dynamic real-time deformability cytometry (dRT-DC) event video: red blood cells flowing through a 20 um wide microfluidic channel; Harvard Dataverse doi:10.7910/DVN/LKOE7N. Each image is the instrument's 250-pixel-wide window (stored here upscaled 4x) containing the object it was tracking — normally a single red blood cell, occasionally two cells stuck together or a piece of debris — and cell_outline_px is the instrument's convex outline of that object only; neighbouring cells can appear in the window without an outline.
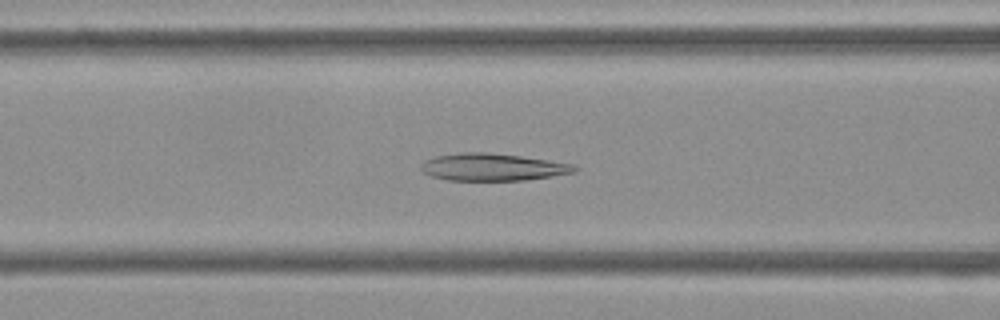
{"species": "Egyptian fruit bat (a non-hibernating species)", "species_latin": "Rousettus aegyptiacus", "temperature_condition": "cold", "stored_images_in_passage": 54, "camera_frame_rate_fps": 3000, "um_per_image_px": 0.085, "frame": {"image": 1, "passage_image": 21, "time_ms": 6.667, "image_size_px": [1000, 320], "cell_outline_px": [[580, 168], [576, 172], [552, 176], [524, 180], [448, 180], [432, 176], [420, 172], [420, 164], [424, 160], [436, 156], [460, 152], [484, 152], [520, 156], [572, 164]], "centroid_in_image_um": [41.83, 14.2], "position_along_channel_um": 124.8, "area_um2": 24.39}}
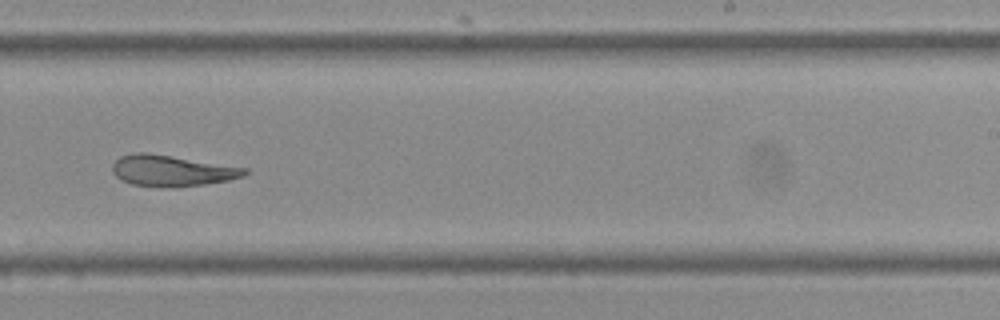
{"frame": {"image": 2, "passage_image": 33, "time_ms": 10.667, "image_size_px": [1000, 320], "cell_outline_px": [[248, 172], [244, 176], [228, 180], [204, 184], [132, 184], [120, 180], [112, 172], [112, 164], [120, 156], [132, 152], [148, 152], [248, 168]], "centroid_in_image_um": [14.59, 14.44], "position_along_channel_um": 274.4, "area_um2": 23.06}}
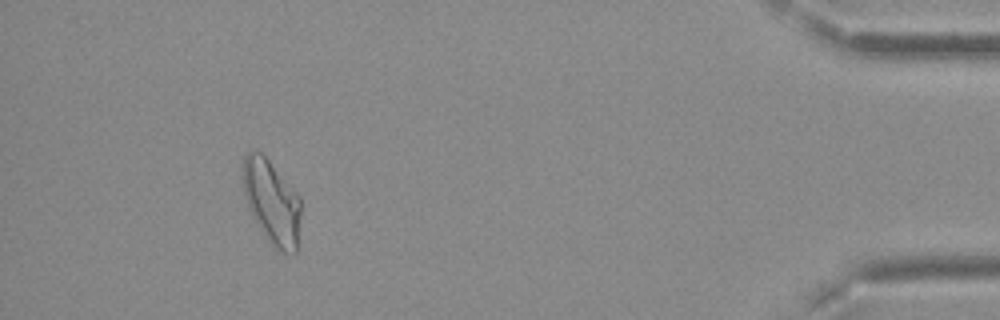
{"frame": {"image": 3, "passage_image": 49, "time_ms": 16.0, "image_size_px": [1000, 320], "cell_outline_px": [[300, 216], [296, 252], [276, 252], [272, 248], [256, 224], [248, 208], [240, 176], [240, 168], [244, 156], [248, 152], [260, 152], [268, 160], [300, 196]], "centroid_in_image_um": [23.05, 17.19], "position_along_channel_um": 412.2, "area_um2": 28.78}, "authors_computed_cell_mechanics": {"area_um2": 26.1545, "velocity_mm_per_s": 3.7403, "shape_relaxation_time_tau1_ms": null, "shape_relaxation_time_tau2_ms": 6.0056, "deformation_change_tau1": null, "deformation_change_tau2": 0.1442}}